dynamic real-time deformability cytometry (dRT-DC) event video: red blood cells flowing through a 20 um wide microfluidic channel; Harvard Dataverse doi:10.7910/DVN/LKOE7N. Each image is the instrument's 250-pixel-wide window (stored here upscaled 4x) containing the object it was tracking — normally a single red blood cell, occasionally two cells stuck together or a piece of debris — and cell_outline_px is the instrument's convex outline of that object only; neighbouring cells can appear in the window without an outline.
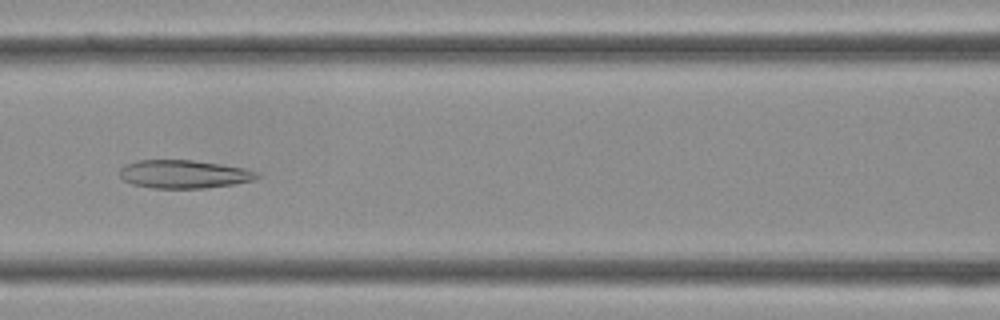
{"species": "Egyptian fruit bat (a non-hibernating species)", "species_latin": "Rousettus aegyptiacus", "temperature_condition": "cold", "stored_images_in_passage": 36, "camera_frame_rate_fps": 3000, "um_per_image_px": 0.085, "frame": {"image": 1, "passage_image": 15, "time_ms": 4.667, "image_size_px": [1000, 320], "cell_outline_px": [[260, 176], [252, 180], [232, 184], [204, 188], [152, 188], [132, 184], [124, 180], [120, 176], [120, 168], [124, 164], [136, 160], [192, 160], [220, 164], [244, 168], [260, 172]], "centroid_in_image_um": [15.61, 14.79], "position_along_channel_um": 151.0, "area_um2": 22.6}}
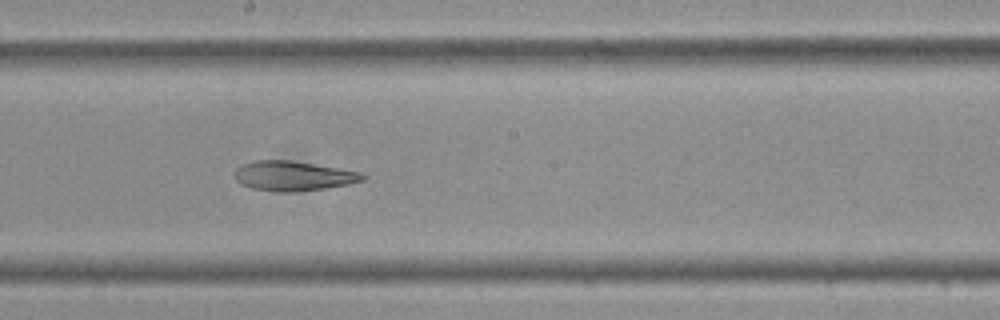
{"frame": {"image": 2, "passage_image": 19, "time_ms": 6.0, "image_size_px": [1000, 320], "cell_outline_px": [[368, 176], [364, 180], [348, 184], [324, 188], [292, 192], [280, 192], [252, 188], [240, 184], [236, 180], [236, 168], [240, 164], [252, 160], [288, 160], [364, 172]], "centroid_in_image_um": [24.93, 14.94], "position_along_channel_um": 223.3, "area_um2": 22.2}}
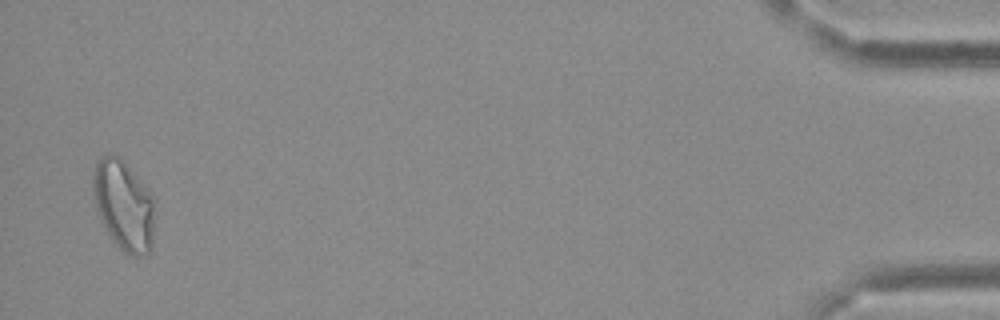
{"frame": {"image": 3, "passage_image": 35, "time_ms": 11.333, "image_size_px": [1000, 320], "cell_outline_px": [[156, 216], [152, 248], [148, 256], [136, 256], [124, 252], [112, 240], [100, 220], [96, 208], [92, 188], [92, 176], [96, 164], [104, 156], [120, 156], [124, 160], [156, 200]], "centroid_in_image_um": [10.57, 17.5], "position_along_channel_um": 424.6, "area_um2": 33.0}}